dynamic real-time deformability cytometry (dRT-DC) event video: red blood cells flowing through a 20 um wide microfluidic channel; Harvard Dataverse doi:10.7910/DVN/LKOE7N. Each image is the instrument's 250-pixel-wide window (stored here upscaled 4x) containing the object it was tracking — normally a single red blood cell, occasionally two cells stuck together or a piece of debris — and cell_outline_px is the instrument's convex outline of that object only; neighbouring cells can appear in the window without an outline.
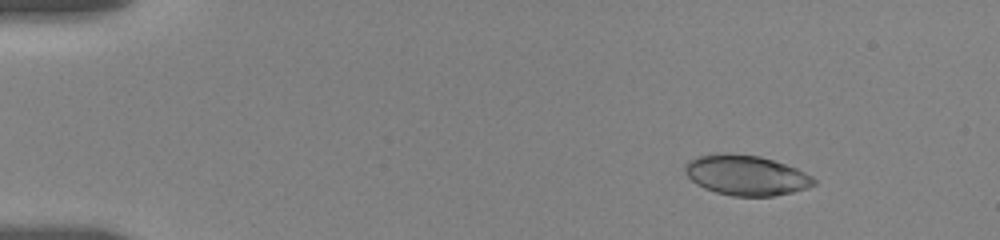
{"species": "human", "species_latin": "Homo sapiens", "temperature_condition": "room temperature", "stored_images_in_passage": 55, "camera_frame_rate_fps": 3000, "um_per_image_px": 0.085, "donor": {"sex": "female"}, "frame": {"image": 1, "passage_image": 6, "time_ms": 1.667, "image_size_px": [1000, 240], "cell_outline_px": [[816, 184], [808, 188], [792, 192], [772, 196], [732, 196], [716, 192], [704, 188], [696, 184], [684, 172], [684, 164], [688, 160], [696, 156], [716, 152], [728, 152], [760, 156], [796, 168], [812, 176], [816, 180]], "centroid_in_image_um": [63.38, 14.88], "position_along_channel_um": 21.6, "area_um2": 30.46}}
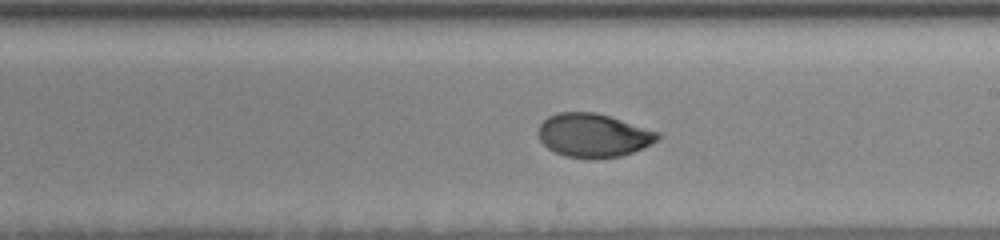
{"frame": {"image": 2, "passage_image": 32, "time_ms": 10.333, "image_size_px": [1000, 240], "cell_outline_px": [[660, 136], [652, 144], [632, 152], [620, 156], [564, 156], [548, 148], [540, 140], [540, 124], [548, 116], [560, 112], [592, 112], [608, 116], [660, 132]], "centroid_in_image_um": [50.44, 11.47], "position_along_channel_um": 238.6, "area_um2": 29.36}}
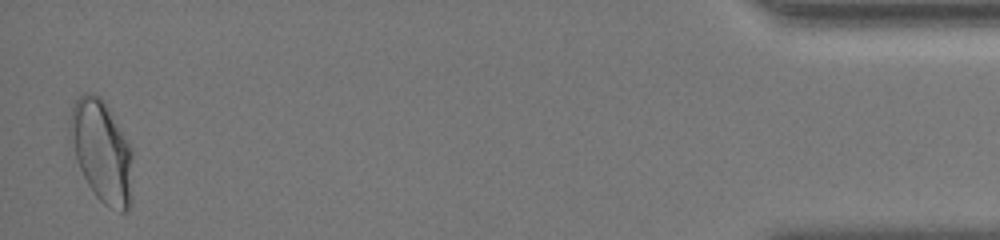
{"frame": {"image": 3, "passage_image": 54, "time_ms": 17.667, "image_size_px": [1000, 240], "cell_outline_px": [[132, 204], [124, 212], [120, 212], [108, 208], [96, 196], [88, 184], [80, 168], [68, 136], [72, 104], [84, 92], [88, 92], [100, 96], [104, 100], [132, 148]], "centroid_in_image_um": [8.66, 12.87], "position_along_channel_um": 426.5, "area_um2": 37.51}, "authors_computed_cell_mechanics": {"area_um2": 30.7496, "velocity_mm_per_s": 3.6238, "shape_relaxation_time_tau1_ms": 5.9704, "shape_relaxation_time_tau2_ms": 1.0224, "deformation_change_tau1": 0.1543, "deformation_change_tau2": 0.0413}}